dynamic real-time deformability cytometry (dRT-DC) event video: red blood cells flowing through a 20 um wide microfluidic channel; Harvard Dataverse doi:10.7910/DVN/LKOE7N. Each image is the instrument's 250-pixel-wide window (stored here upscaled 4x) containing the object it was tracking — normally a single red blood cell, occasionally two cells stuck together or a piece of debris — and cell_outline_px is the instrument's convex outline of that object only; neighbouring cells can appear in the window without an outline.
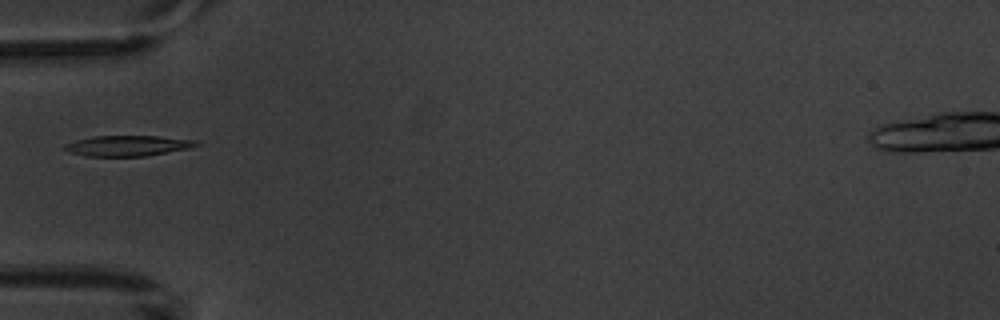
{"species": "common noctule bat (a hibernating species)", "species_latin": "Nyctalus noctula", "temperature_condition": "warm", "stored_images_in_passage": 2, "camera_frame_rate_fps": 3000, "um_per_image_px": 0.085, "animal": {"sex": "male", "body_mass_g": 20.1, "forearm_length_mm": 53.5}, "frame": {"image": 1, "passage_image": 1, "time_ms": 0.0, "image_size_px": [1000, 320], "cell_outline_px": [[200, 144], [188, 148], [144, 156], [88, 156], [68, 152], [60, 148], [64, 144], [76, 140], [92, 136], [156, 136], [196, 140]], "centroid_in_image_um": [10.77, 12.38], "position_along_channel_um": 74.2, "area_um2": 15.66}}